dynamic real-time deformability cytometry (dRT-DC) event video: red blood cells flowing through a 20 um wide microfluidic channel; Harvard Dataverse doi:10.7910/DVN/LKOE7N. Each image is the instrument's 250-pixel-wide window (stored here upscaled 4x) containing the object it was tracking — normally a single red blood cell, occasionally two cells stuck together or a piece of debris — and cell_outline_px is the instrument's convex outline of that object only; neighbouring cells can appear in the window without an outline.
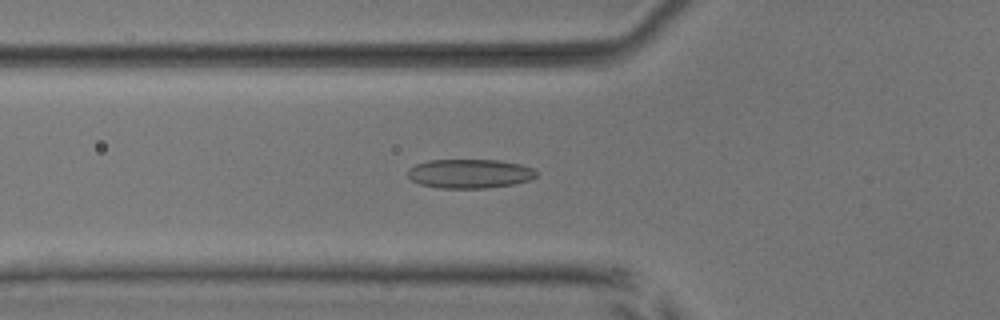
{"species": "common noctule bat (a hibernating species)", "species_latin": "Nyctalus noctula", "temperature_condition": "room temperature", "stored_images_in_passage": 35, "camera_frame_rate_fps": 3000, "um_per_image_px": 0.085, "animal": {"sex": "male", "body_mass_g": 17.9, "forearm_length_mm": 54.2}, "frame": {"image": 1, "passage_image": 4, "time_ms": 1.0, "image_size_px": [1000, 320], "cell_outline_px": [[536, 176], [528, 180], [512, 184], [484, 188], [440, 188], [420, 184], [412, 180], [408, 176], [408, 168], [416, 164], [428, 160], [500, 160], [520, 164], [532, 168], [536, 172]], "centroid_in_image_um": [39.89, 14.75], "position_along_channel_um": 85.9, "area_um2": 21.68}}
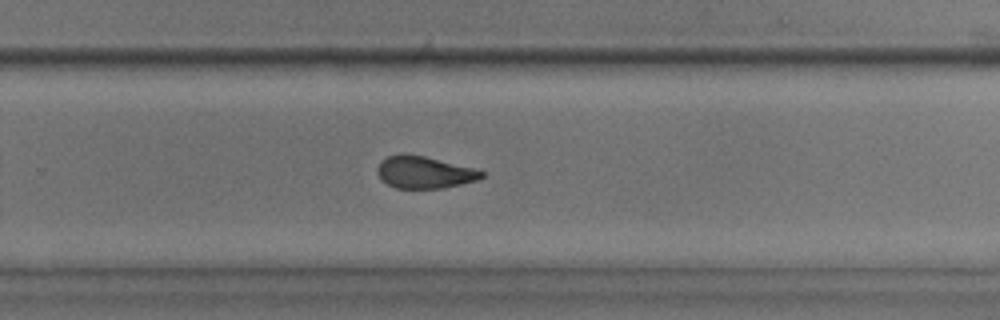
{"frame": {"image": 2, "passage_image": 20, "time_ms": 6.333, "image_size_px": [1000, 320], "cell_outline_px": [[484, 176], [476, 180], [460, 184], [440, 188], [396, 188], [380, 180], [376, 172], [376, 168], [380, 160], [388, 156], [400, 152], [404, 152], [424, 156], [472, 168], [484, 172]], "centroid_in_image_um": [35.97, 14.62], "position_along_channel_um": 293.8, "area_um2": 19.54}}
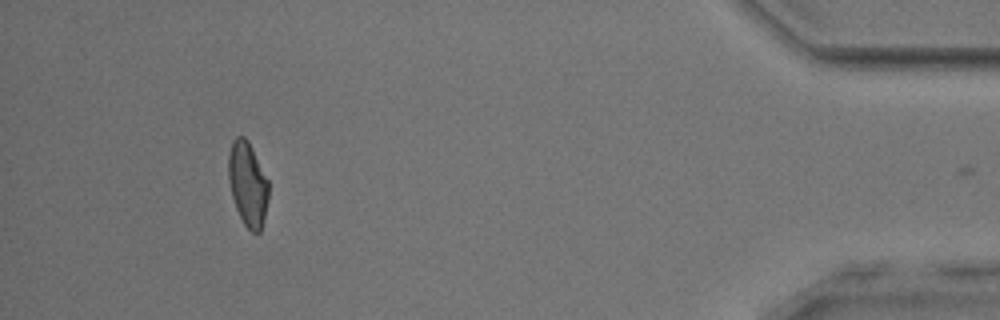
{"frame": {"image": 3, "passage_image": 34, "time_ms": 11.0, "image_size_px": [1000, 320], "cell_outline_px": [[268, 200], [260, 232], [252, 232], [244, 224], [236, 208], [232, 196], [228, 180], [228, 152], [232, 140], [236, 136], [244, 136], [248, 140], [268, 180]], "centroid_in_image_um": [21.03, 15.6], "position_along_channel_um": 414.2, "area_um2": 19.65}, "authors_computed_cell_mechanics": {"area_um2": 20.23, "velocity_mm_per_s": 3.9035, "shape_relaxation_time_tau1_ms": null, "shape_relaxation_time_tau2_ms": 1.4827, "deformation_change_tau1": null, "deformation_change_tau2": 0.0803}}